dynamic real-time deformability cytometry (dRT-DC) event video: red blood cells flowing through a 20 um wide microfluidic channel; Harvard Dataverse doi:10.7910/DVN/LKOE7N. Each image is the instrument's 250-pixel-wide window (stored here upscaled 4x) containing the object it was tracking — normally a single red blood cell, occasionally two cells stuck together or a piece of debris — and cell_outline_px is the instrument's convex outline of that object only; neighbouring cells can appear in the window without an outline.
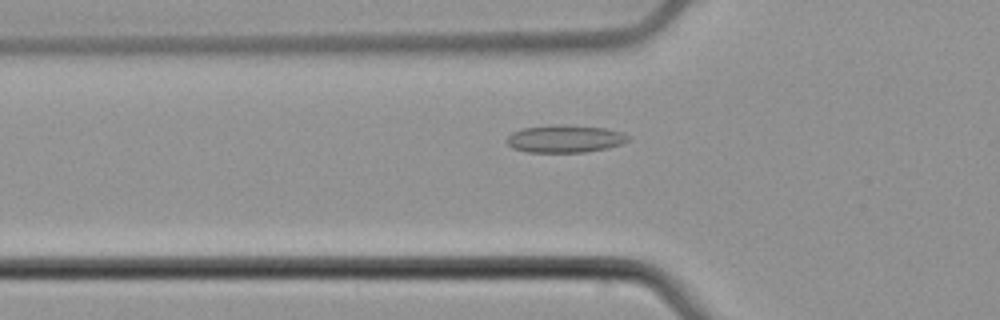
{"species": "common noctule bat (a hibernating species)", "species_latin": "Nyctalus noctula", "temperature_condition": "cold", "stored_images_in_passage": 33, "camera_frame_rate_fps": 3000, "um_per_image_px": 0.085, "animal": {"sex": "male", "body_mass_g": 21.5, "forearm_length_mm": 52.0}, "frame": {"image": 1, "passage_image": 4, "time_ms": 1.0, "image_size_px": [1000, 320], "cell_outline_px": [[628, 140], [620, 144], [608, 148], [584, 152], [528, 152], [512, 148], [508, 144], [508, 136], [512, 132], [524, 128], [564, 124], [604, 128], [620, 132], [628, 136]], "centroid_in_image_um": [48.01, 11.8], "position_along_channel_um": 77.8, "area_um2": 19.19}}
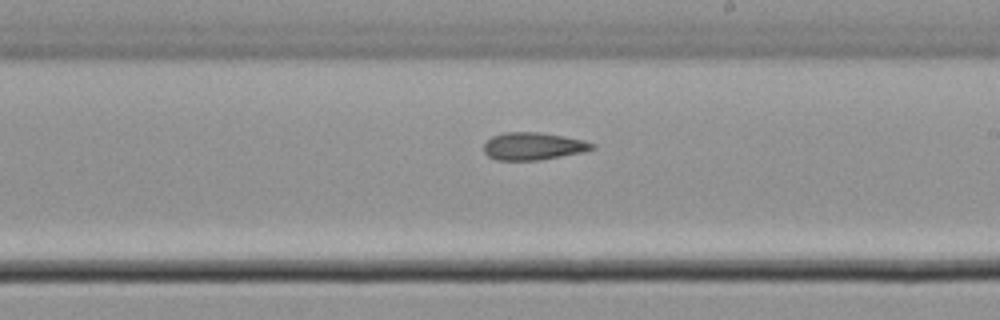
{"frame": {"image": 2, "passage_image": 17, "time_ms": 5.333, "image_size_px": [1000, 320], "cell_outline_px": [[596, 148], [584, 152], [540, 160], [496, 160], [488, 156], [484, 152], [484, 144], [492, 136], [504, 132], [540, 132], [564, 136], [584, 140], [596, 144]], "centroid_in_image_um": [45.35, 12.42], "position_along_channel_um": 243.7, "area_um2": 17.51}}
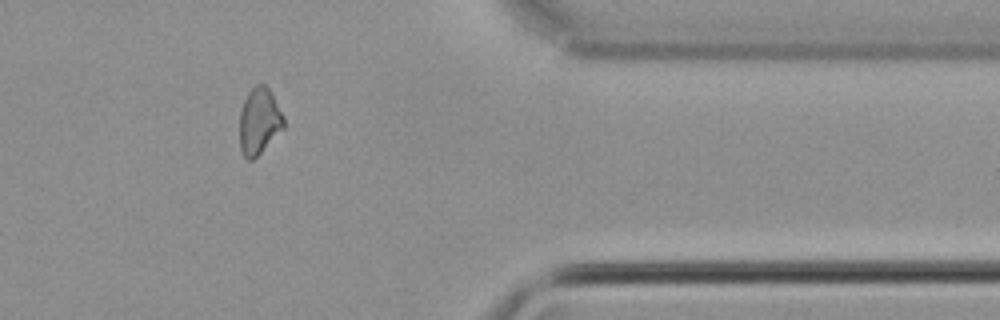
{"frame": {"image": 3, "passage_image": 30, "time_ms": 9.667, "image_size_px": [1000, 320], "cell_outline_px": [[284, 128], [252, 160], [248, 160], [244, 156], [240, 148], [240, 112], [244, 100], [248, 92], [256, 84], [264, 84], [272, 92], [284, 116]], "centroid_in_image_um": [22.04, 10.27], "position_along_channel_um": 389.4, "area_um2": 16.99}, "authors_computed_cell_mechanics": {"area_um2": 17.2822, "velocity_mm_per_s": 3.8209, "shape_relaxation_time_tau1_ms": null, "shape_relaxation_time_tau2_ms": 9.1227, "deformation_change_tau1": null, "deformation_change_tau2": 0.1896}}